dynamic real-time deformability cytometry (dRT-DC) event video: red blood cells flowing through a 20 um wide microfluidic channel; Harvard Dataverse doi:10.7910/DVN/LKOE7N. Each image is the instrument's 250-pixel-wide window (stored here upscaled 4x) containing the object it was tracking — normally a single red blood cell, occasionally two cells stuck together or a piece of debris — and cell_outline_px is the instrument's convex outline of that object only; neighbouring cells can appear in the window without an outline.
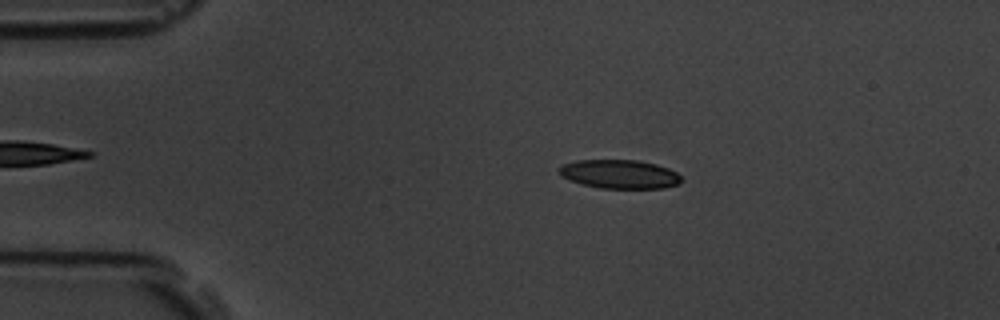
{"species": "common noctule bat (a hibernating species)", "species_latin": "Nyctalus noctula", "temperature_condition": "room temperature", "stored_images_in_passage": 5, "camera_frame_rate_fps": 3000, "um_per_image_px": 0.085, "animal": {"sex": "male", "body_mass_g": 19.5, "forearm_length_mm": 54.6}, "frame": {"image": 1, "passage_image": 3, "time_ms": 2.333, "image_size_px": [1000, 320], "cell_outline_px": [[680, 184], [664, 188], [600, 188], [584, 184], [560, 176], [556, 168], [560, 164], [576, 160], [636, 160], [656, 164], [668, 168], [676, 172], [680, 176]], "centroid_in_image_um": [52.62, 14.79], "position_along_channel_um": 32.4, "area_um2": 20.58}}
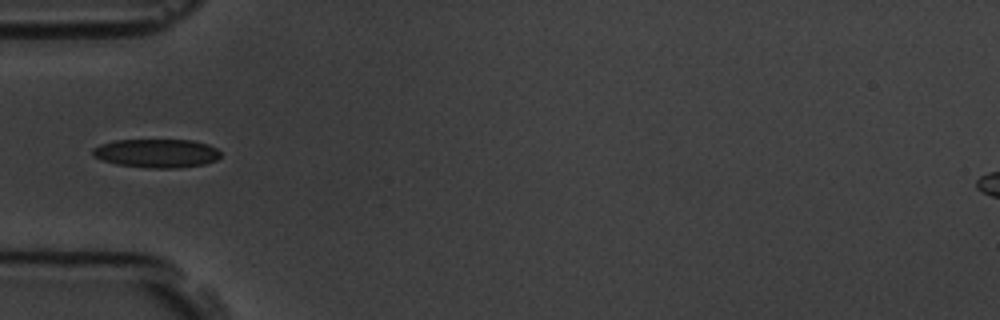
{"frame": {"image": 2, "passage_image": 5, "time_ms": 4.667, "image_size_px": [1000, 320], "cell_outline_px": [[220, 156], [216, 160], [204, 164], [180, 168], [144, 168], [116, 164], [100, 160], [92, 156], [92, 148], [100, 144], [116, 140], [192, 140], [208, 144], [216, 148], [220, 152]], "centroid_in_image_um": [13.28, 13.03], "position_along_channel_um": 71.7, "area_um2": 21.62}}